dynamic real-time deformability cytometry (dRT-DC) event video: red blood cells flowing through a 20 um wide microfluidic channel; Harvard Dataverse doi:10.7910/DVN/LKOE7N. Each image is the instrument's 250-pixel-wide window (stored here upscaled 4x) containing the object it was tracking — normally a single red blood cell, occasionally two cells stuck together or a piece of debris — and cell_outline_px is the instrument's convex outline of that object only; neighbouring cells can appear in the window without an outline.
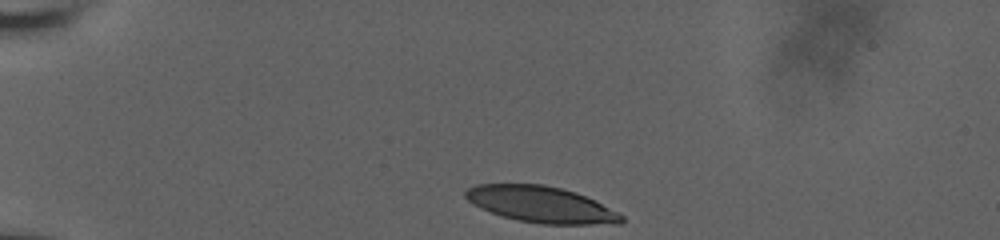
{"species": "human", "species_latin": "Homo sapiens", "temperature_condition": "room temperature", "stored_images_in_passage": 33, "camera_frame_rate_fps": 3000, "um_per_image_px": 0.085, "donor": {"sex": "male"}, "frame": {"image": 1, "passage_image": 1, "time_ms": 0.0, "image_size_px": [1000, 240], "cell_outline_px": [[624, 220], [620, 224], [544, 224], [516, 220], [480, 208], [472, 204], [464, 196], [464, 192], [468, 188], [476, 184], [544, 184], [576, 192], [624, 216]], "centroid_in_image_um": [45.95, 17.38], "position_along_channel_um": 39.0, "area_um2": 32.6}}
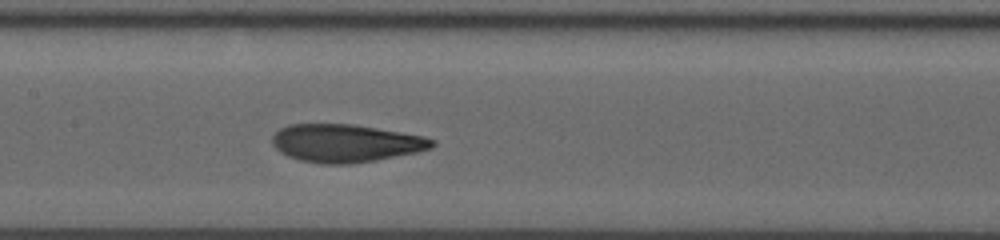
{"frame": {"image": 2, "passage_image": 20, "time_ms": 5.333, "image_size_px": [1000, 240], "cell_outline_px": [[436, 144], [432, 148], [416, 152], [376, 160], [352, 164], [320, 164], [300, 160], [288, 156], [280, 152], [272, 144], [272, 136], [280, 128], [288, 124], [352, 124], [424, 136], [436, 140]], "centroid_in_image_um": [29.37, 12.17], "position_along_channel_um": 178.0, "area_um2": 35.37}}
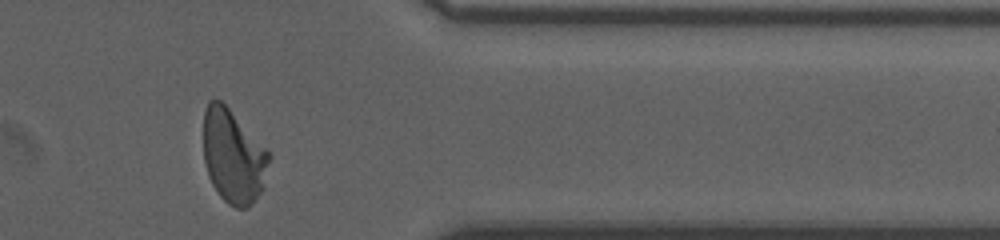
{"frame": {"image": 3, "passage_image": 33, "time_ms": 11.333, "image_size_px": [1000, 240], "cell_outline_px": [[272, 156], [264, 188], [252, 204], [248, 208], [236, 208], [228, 204], [220, 196], [212, 184], [208, 176], [204, 160], [204, 112], [208, 100], [220, 100], [228, 108]], "centroid_in_image_um": [19.84, 13.34], "position_along_channel_um": 391.6, "area_um2": 35.72}, "authors_computed_cell_mechanics": {"area_um2": 35.3158, "velocity_mm_per_s": 3.771, "shape_relaxation_time_tau1_ms": 5.4493, "shape_relaxation_time_tau2_ms": 1.1418, "deformation_change_tau1": 0.2005, "deformation_change_tau2": 0.0696}}